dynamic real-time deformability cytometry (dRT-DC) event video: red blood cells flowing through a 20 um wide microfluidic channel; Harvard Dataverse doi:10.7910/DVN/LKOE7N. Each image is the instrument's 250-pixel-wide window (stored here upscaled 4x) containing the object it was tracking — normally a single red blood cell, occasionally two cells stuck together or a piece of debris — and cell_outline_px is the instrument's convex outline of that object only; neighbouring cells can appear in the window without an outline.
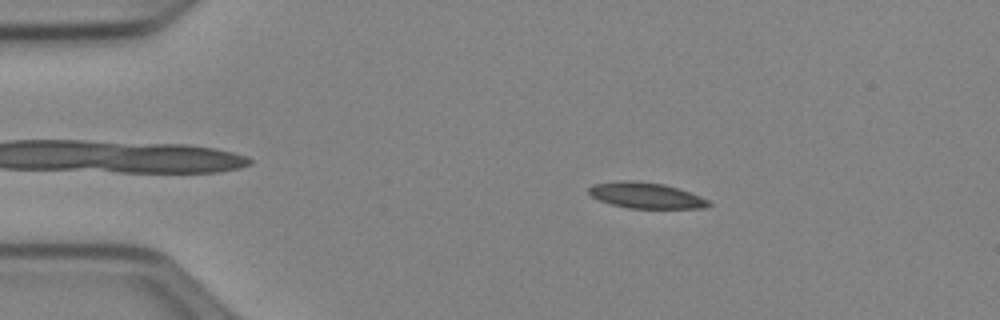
{"species": "Egyptian fruit bat (a non-hibernating species)", "species_latin": "Rousettus aegyptiacus", "temperature_condition": "cold", "stored_images_in_passage": 51, "camera_frame_rate_fps": 3000, "um_per_image_px": 0.085, "animal": {"sex": "female"}, "frame": {"image": 1, "passage_image": 9, "time_ms": 2.667, "image_size_px": [1000, 320], "cell_outline_px": [[712, 204], [704, 208], [628, 208], [612, 204], [600, 200], [592, 196], [588, 192], [588, 188], [592, 184], [620, 180], [632, 180], [664, 184], [700, 196], [708, 200]], "centroid_in_image_um": [54.88, 16.6], "position_along_channel_um": 30.1, "area_um2": 17.92}}
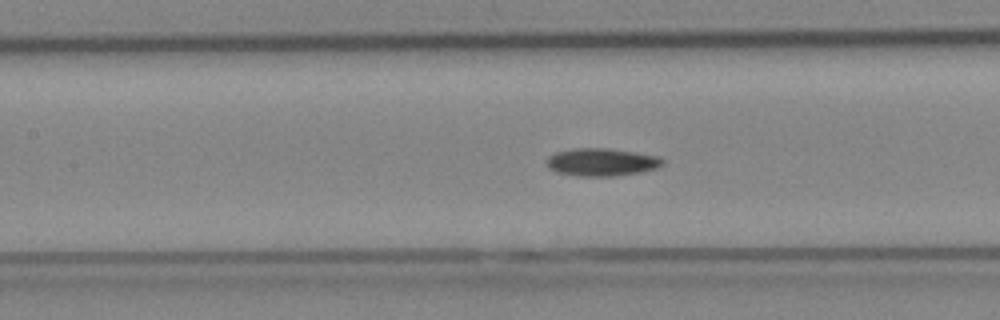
{"frame": {"image": 2, "passage_image": 23, "time_ms": 7.333, "image_size_px": [1000, 320], "cell_outline_px": [[664, 164], [656, 168], [640, 172], [616, 176], [580, 176], [556, 172], [548, 168], [544, 164], [544, 160], [548, 156], [556, 152], [576, 148], [608, 148], [660, 156], [664, 160]], "centroid_in_image_um": [51.1, 13.78], "position_along_channel_um": 156.3, "area_um2": 18.96}}
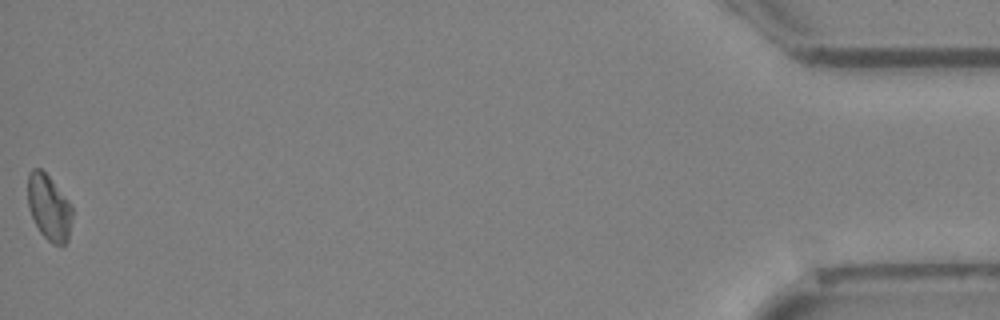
{"frame": {"image": 3, "passage_image": 51, "time_ms": 16.667, "image_size_px": [1000, 320], "cell_outline_px": [[72, 216], [68, 240], [64, 244], [52, 244], [40, 232], [28, 208], [28, 172], [32, 168], [40, 168], [48, 176], [68, 200], [72, 208]], "centroid_in_image_um": [4.15, 17.63], "position_along_channel_um": 431.0, "area_um2": 16.82}}